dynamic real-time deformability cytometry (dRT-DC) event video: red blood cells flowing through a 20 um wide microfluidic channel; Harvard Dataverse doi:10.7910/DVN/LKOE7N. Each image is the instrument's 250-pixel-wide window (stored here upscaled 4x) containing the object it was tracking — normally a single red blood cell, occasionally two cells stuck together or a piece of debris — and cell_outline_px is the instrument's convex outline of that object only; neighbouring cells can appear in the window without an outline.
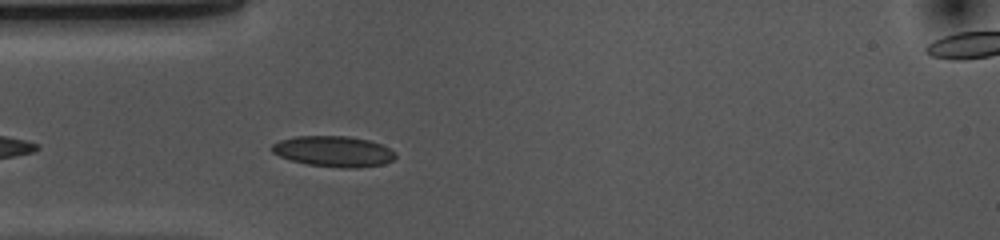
{"species": "common noctule bat (a hibernating species)", "species_latin": "Nyctalus noctula", "temperature_condition": "cold", "stored_images_in_passage": 19, "camera_frame_rate_fps": 3000, "um_per_image_px": 0.085, "animal": {"sex": "female", "body_mass_g": 10.0, "forearm_length_mm": 53.1}, "frame": {"image": 1, "passage_image": 4, "time_ms": 1.0, "image_size_px": [1000, 240], "cell_outline_px": [[396, 156], [392, 160], [384, 164], [356, 168], [344, 168], [308, 164], [292, 160], [280, 156], [272, 152], [272, 144], [280, 140], [296, 136], [348, 136], [368, 140], [380, 144], [396, 152]], "centroid_in_image_um": [28.37, 12.86], "position_along_channel_um": 56.6, "area_um2": 21.96}}